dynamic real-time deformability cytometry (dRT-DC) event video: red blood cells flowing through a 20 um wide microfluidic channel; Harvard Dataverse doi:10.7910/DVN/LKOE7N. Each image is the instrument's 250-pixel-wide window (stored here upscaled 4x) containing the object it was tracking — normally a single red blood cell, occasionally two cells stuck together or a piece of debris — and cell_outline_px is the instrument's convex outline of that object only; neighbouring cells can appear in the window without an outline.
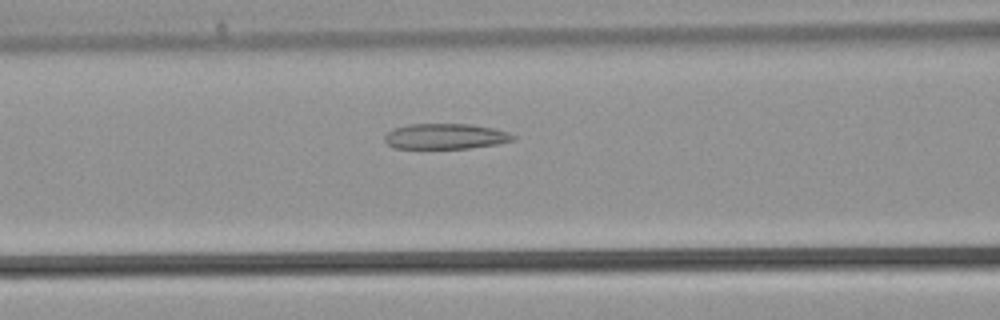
{"species": "common noctule bat (a hibernating species)", "species_latin": "Nyctalus noctula", "temperature_condition": "warm", "stored_images_in_passage": 37, "camera_frame_rate_fps": 3000, "um_per_image_px": 0.085, "animal": {"sex": "male", "body_mass_g": 21.5, "forearm_length_mm": 52.0}, "frame": {"image": 1, "passage_image": 14, "time_ms": 4.333, "image_size_px": [1000, 320], "cell_outline_px": [[516, 140], [496, 144], [468, 148], [392, 148], [384, 140], [384, 136], [392, 128], [408, 124], [472, 124], [496, 128], [508, 132], [516, 136]], "centroid_in_image_um": [37.87, 11.58], "position_along_channel_um": 128.7, "area_um2": 19.25}}
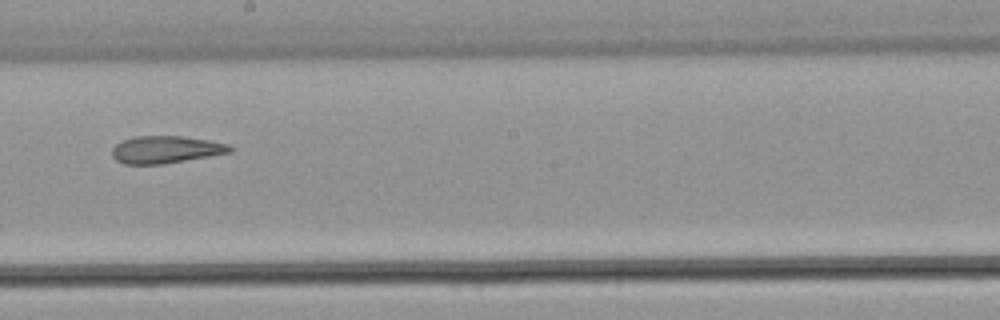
{"frame": {"image": 2, "passage_image": 20, "time_ms": 6.333, "image_size_px": [1000, 320], "cell_outline_px": [[232, 152], [164, 164], [124, 164], [116, 160], [112, 156], [112, 148], [116, 144], [132, 136], [184, 136], [208, 140], [228, 144], [232, 148]], "centroid_in_image_um": [14.07, 12.71], "position_along_channel_um": 234.1, "area_um2": 18.79}}
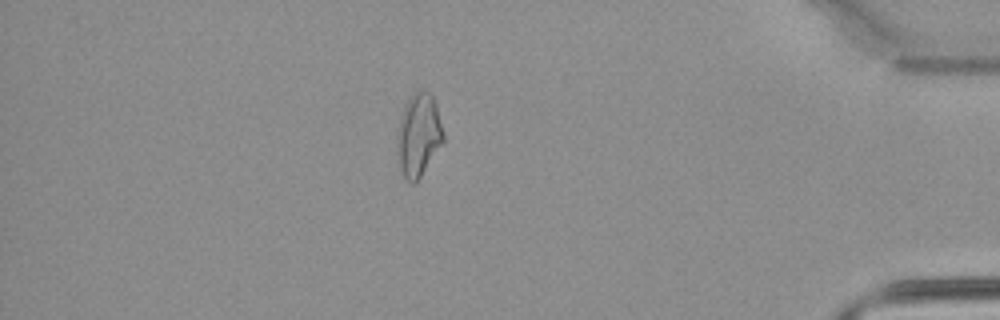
{"frame": {"image": 3, "passage_image": 32, "time_ms": 10.333, "image_size_px": [1000, 320], "cell_outline_px": [[444, 140], [420, 176], [412, 184], [404, 176], [400, 168], [396, 144], [396, 140], [400, 120], [404, 108], [412, 92], [424, 88], [432, 96], [436, 104], [444, 132]], "centroid_in_image_um": [35.58, 11.42], "position_along_channel_um": 399.6, "area_um2": 22.02}}